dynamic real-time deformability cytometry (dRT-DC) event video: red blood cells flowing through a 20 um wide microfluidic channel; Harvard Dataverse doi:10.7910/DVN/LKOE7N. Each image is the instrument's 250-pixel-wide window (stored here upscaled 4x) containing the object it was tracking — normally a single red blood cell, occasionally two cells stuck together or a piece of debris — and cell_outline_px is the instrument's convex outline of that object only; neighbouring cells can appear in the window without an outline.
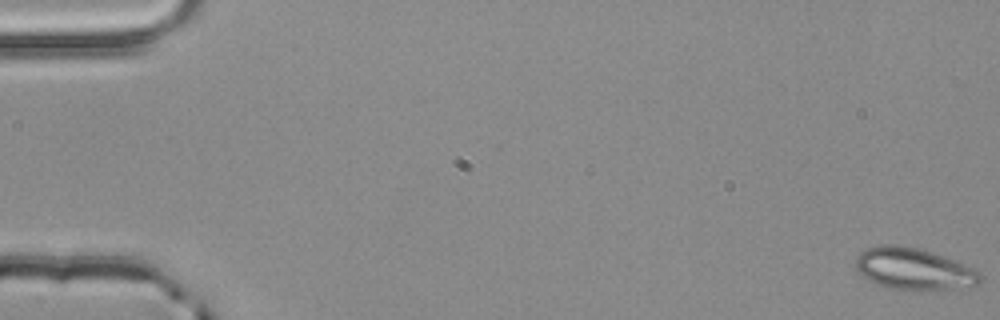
{"species": "common noctule bat (a hibernating species)", "species_latin": "Nyctalus noctula", "temperature_condition": "room temperature", "stored_images_in_passage": 5, "camera_frame_rate_fps": 3000, "um_per_image_px": 0.085, "animal": {"sex": "male", "body_mass_g": 20.4}, "frame": {"image": 1, "passage_image": 1, "time_ms": 0.0, "image_size_px": [1000, 320], "cell_outline_px": [[984, 276], [980, 284], [952, 288], [904, 292], [884, 288], [868, 280], [856, 268], [856, 256], [860, 252], [868, 248], [884, 244], [900, 244], [932, 252], [964, 264], [980, 272]], "centroid_in_image_um": [77.65, 22.88], "position_along_channel_um": 7.4, "area_um2": 30.69}}